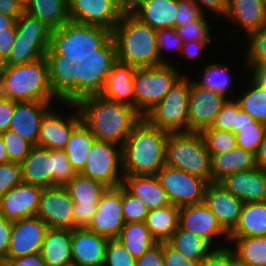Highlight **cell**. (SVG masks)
<instances>
[{
	"instance_id": "cell-1",
	"label": "cell",
	"mask_w": 266,
	"mask_h": 266,
	"mask_svg": "<svg viewBox=\"0 0 266 266\" xmlns=\"http://www.w3.org/2000/svg\"><path fill=\"white\" fill-rule=\"evenodd\" d=\"M82 122L96 140L122 146L142 116L130 105L101 95L82 98L76 103Z\"/></svg>"
},
{
	"instance_id": "cell-2",
	"label": "cell",
	"mask_w": 266,
	"mask_h": 266,
	"mask_svg": "<svg viewBox=\"0 0 266 266\" xmlns=\"http://www.w3.org/2000/svg\"><path fill=\"white\" fill-rule=\"evenodd\" d=\"M167 136L142 117L121 146L123 174L156 175L165 165Z\"/></svg>"
},
{
	"instance_id": "cell-3",
	"label": "cell",
	"mask_w": 266,
	"mask_h": 266,
	"mask_svg": "<svg viewBox=\"0 0 266 266\" xmlns=\"http://www.w3.org/2000/svg\"><path fill=\"white\" fill-rule=\"evenodd\" d=\"M0 95L16 102H61L51 88L45 56L25 64H5L0 73Z\"/></svg>"
},
{
	"instance_id": "cell-4",
	"label": "cell",
	"mask_w": 266,
	"mask_h": 266,
	"mask_svg": "<svg viewBox=\"0 0 266 266\" xmlns=\"http://www.w3.org/2000/svg\"><path fill=\"white\" fill-rule=\"evenodd\" d=\"M112 36L119 62L135 68L159 65L156 30L139 21L128 10L115 25Z\"/></svg>"
},
{
	"instance_id": "cell-5",
	"label": "cell",
	"mask_w": 266,
	"mask_h": 266,
	"mask_svg": "<svg viewBox=\"0 0 266 266\" xmlns=\"http://www.w3.org/2000/svg\"><path fill=\"white\" fill-rule=\"evenodd\" d=\"M111 36L112 31L106 28L69 20L51 31V43L46 54L64 55L75 65L84 62Z\"/></svg>"
},
{
	"instance_id": "cell-6",
	"label": "cell",
	"mask_w": 266,
	"mask_h": 266,
	"mask_svg": "<svg viewBox=\"0 0 266 266\" xmlns=\"http://www.w3.org/2000/svg\"><path fill=\"white\" fill-rule=\"evenodd\" d=\"M165 164L211 183V155L199 132L168 133Z\"/></svg>"
},
{
	"instance_id": "cell-7",
	"label": "cell",
	"mask_w": 266,
	"mask_h": 266,
	"mask_svg": "<svg viewBox=\"0 0 266 266\" xmlns=\"http://www.w3.org/2000/svg\"><path fill=\"white\" fill-rule=\"evenodd\" d=\"M191 77L183 75L144 118L168 133L189 132V93Z\"/></svg>"
},
{
	"instance_id": "cell-8",
	"label": "cell",
	"mask_w": 266,
	"mask_h": 266,
	"mask_svg": "<svg viewBox=\"0 0 266 266\" xmlns=\"http://www.w3.org/2000/svg\"><path fill=\"white\" fill-rule=\"evenodd\" d=\"M172 64L136 68L134 75L135 109L144 117L186 73Z\"/></svg>"
},
{
	"instance_id": "cell-9",
	"label": "cell",
	"mask_w": 266,
	"mask_h": 266,
	"mask_svg": "<svg viewBox=\"0 0 266 266\" xmlns=\"http://www.w3.org/2000/svg\"><path fill=\"white\" fill-rule=\"evenodd\" d=\"M15 24V42L4 64H25L44 57L50 47L52 30L25 11Z\"/></svg>"
},
{
	"instance_id": "cell-10",
	"label": "cell",
	"mask_w": 266,
	"mask_h": 266,
	"mask_svg": "<svg viewBox=\"0 0 266 266\" xmlns=\"http://www.w3.org/2000/svg\"><path fill=\"white\" fill-rule=\"evenodd\" d=\"M116 61V44L113 36H111L84 62L75 64L77 102L82 98L101 93L106 77L111 72V68Z\"/></svg>"
},
{
	"instance_id": "cell-11",
	"label": "cell",
	"mask_w": 266,
	"mask_h": 266,
	"mask_svg": "<svg viewBox=\"0 0 266 266\" xmlns=\"http://www.w3.org/2000/svg\"><path fill=\"white\" fill-rule=\"evenodd\" d=\"M79 173L102 183L107 188H117L124 176L121 146L96 140L90 149L84 168Z\"/></svg>"
},
{
	"instance_id": "cell-12",
	"label": "cell",
	"mask_w": 266,
	"mask_h": 266,
	"mask_svg": "<svg viewBox=\"0 0 266 266\" xmlns=\"http://www.w3.org/2000/svg\"><path fill=\"white\" fill-rule=\"evenodd\" d=\"M171 204L181 207L204 202L209 182L178 168L164 165L156 174Z\"/></svg>"
},
{
	"instance_id": "cell-13",
	"label": "cell",
	"mask_w": 266,
	"mask_h": 266,
	"mask_svg": "<svg viewBox=\"0 0 266 266\" xmlns=\"http://www.w3.org/2000/svg\"><path fill=\"white\" fill-rule=\"evenodd\" d=\"M127 10L126 0H68L69 20L113 31Z\"/></svg>"
},
{
	"instance_id": "cell-14",
	"label": "cell",
	"mask_w": 266,
	"mask_h": 266,
	"mask_svg": "<svg viewBox=\"0 0 266 266\" xmlns=\"http://www.w3.org/2000/svg\"><path fill=\"white\" fill-rule=\"evenodd\" d=\"M61 104L69 109L71 107L72 114L65 116L52 106L42 118L37 146L64 150L72 131L82 122L76 103L62 102L60 107Z\"/></svg>"
},
{
	"instance_id": "cell-15",
	"label": "cell",
	"mask_w": 266,
	"mask_h": 266,
	"mask_svg": "<svg viewBox=\"0 0 266 266\" xmlns=\"http://www.w3.org/2000/svg\"><path fill=\"white\" fill-rule=\"evenodd\" d=\"M64 187L74 202V228H87L107 187L80 173H77Z\"/></svg>"
},
{
	"instance_id": "cell-16",
	"label": "cell",
	"mask_w": 266,
	"mask_h": 266,
	"mask_svg": "<svg viewBox=\"0 0 266 266\" xmlns=\"http://www.w3.org/2000/svg\"><path fill=\"white\" fill-rule=\"evenodd\" d=\"M178 226L206 239L215 248L228 245H219L216 242L221 238L223 242L229 243V234L222 228L217 217L204 202L179 207Z\"/></svg>"
},
{
	"instance_id": "cell-17",
	"label": "cell",
	"mask_w": 266,
	"mask_h": 266,
	"mask_svg": "<svg viewBox=\"0 0 266 266\" xmlns=\"http://www.w3.org/2000/svg\"><path fill=\"white\" fill-rule=\"evenodd\" d=\"M73 200L64 186L44 188L36 216L49 228L74 229Z\"/></svg>"
},
{
	"instance_id": "cell-18",
	"label": "cell",
	"mask_w": 266,
	"mask_h": 266,
	"mask_svg": "<svg viewBox=\"0 0 266 266\" xmlns=\"http://www.w3.org/2000/svg\"><path fill=\"white\" fill-rule=\"evenodd\" d=\"M125 225L121 203V185L107 188L101 195L97 209L91 218L89 230L109 239L118 238Z\"/></svg>"
},
{
	"instance_id": "cell-19",
	"label": "cell",
	"mask_w": 266,
	"mask_h": 266,
	"mask_svg": "<svg viewBox=\"0 0 266 266\" xmlns=\"http://www.w3.org/2000/svg\"><path fill=\"white\" fill-rule=\"evenodd\" d=\"M228 98L200 87L191 78L189 93V131L200 132L210 128L217 113Z\"/></svg>"
},
{
	"instance_id": "cell-20",
	"label": "cell",
	"mask_w": 266,
	"mask_h": 266,
	"mask_svg": "<svg viewBox=\"0 0 266 266\" xmlns=\"http://www.w3.org/2000/svg\"><path fill=\"white\" fill-rule=\"evenodd\" d=\"M48 228L38 216L13 221L7 259L40 253Z\"/></svg>"
},
{
	"instance_id": "cell-21",
	"label": "cell",
	"mask_w": 266,
	"mask_h": 266,
	"mask_svg": "<svg viewBox=\"0 0 266 266\" xmlns=\"http://www.w3.org/2000/svg\"><path fill=\"white\" fill-rule=\"evenodd\" d=\"M43 189L26 183L12 187L0 199V214L12 222L36 216Z\"/></svg>"
},
{
	"instance_id": "cell-22",
	"label": "cell",
	"mask_w": 266,
	"mask_h": 266,
	"mask_svg": "<svg viewBox=\"0 0 266 266\" xmlns=\"http://www.w3.org/2000/svg\"><path fill=\"white\" fill-rule=\"evenodd\" d=\"M109 238L88 228L72 229L71 254L74 266H103Z\"/></svg>"
},
{
	"instance_id": "cell-23",
	"label": "cell",
	"mask_w": 266,
	"mask_h": 266,
	"mask_svg": "<svg viewBox=\"0 0 266 266\" xmlns=\"http://www.w3.org/2000/svg\"><path fill=\"white\" fill-rule=\"evenodd\" d=\"M219 184L243 203L266 201V169L262 167L235 172Z\"/></svg>"
},
{
	"instance_id": "cell-24",
	"label": "cell",
	"mask_w": 266,
	"mask_h": 266,
	"mask_svg": "<svg viewBox=\"0 0 266 266\" xmlns=\"http://www.w3.org/2000/svg\"><path fill=\"white\" fill-rule=\"evenodd\" d=\"M204 203L217 217L222 228L230 234L236 227L244 203L219 183L206 186Z\"/></svg>"
},
{
	"instance_id": "cell-25",
	"label": "cell",
	"mask_w": 266,
	"mask_h": 266,
	"mask_svg": "<svg viewBox=\"0 0 266 266\" xmlns=\"http://www.w3.org/2000/svg\"><path fill=\"white\" fill-rule=\"evenodd\" d=\"M52 106V101L15 102L9 129L37 146L42 118Z\"/></svg>"
},
{
	"instance_id": "cell-26",
	"label": "cell",
	"mask_w": 266,
	"mask_h": 266,
	"mask_svg": "<svg viewBox=\"0 0 266 266\" xmlns=\"http://www.w3.org/2000/svg\"><path fill=\"white\" fill-rule=\"evenodd\" d=\"M127 10L155 30L175 28L178 0H128Z\"/></svg>"
},
{
	"instance_id": "cell-27",
	"label": "cell",
	"mask_w": 266,
	"mask_h": 266,
	"mask_svg": "<svg viewBox=\"0 0 266 266\" xmlns=\"http://www.w3.org/2000/svg\"><path fill=\"white\" fill-rule=\"evenodd\" d=\"M49 79L54 95L61 101L77 103V75L75 65L61 54H45Z\"/></svg>"
},
{
	"instance_id": "cell-28",
	"label": "cell",
	"mask_w": 266,
	"mask_h": 266,
	"mask_svg": "<svg viewBox=\"0 0 266 266\" xmlns=\"http://www.w3.org/2000/svg\"><path fill=\"white\" fill-rule=\"evenodd\" d=\"M222 18L238 26L246 33L243 36L248 37L266 24V8L262 0H228Z\"/></svg>"
},
{
	"instance_id": "cell-29",
	"label": "cell",
	"mask_w": 266,
	"mask_h": 266,
	"mask_svg": "<svg viewBox=\"0 0 266 266\" xmlns=\"http://www.w3.org/2000/svg\"><path fill=\"white\" fill-rule=\"evenodd\" d=\"M136 68L119 62L113 64L99 95L135 108L134 75Z\"/></svg>"
},
{
	"instance_id": "cell-30",
	"label": "cell",
	"mask_w": 266,
	"mask_h": 266,
	"mask_svg": "<svg viewBox=\"0 0 266 266\" xmlns=\"http://www.w3.org/2000/svg\"><path fill=\"white\" fill-rule=\"evenodd\" d=\"M20 165L23 183L43 188L53 187L52 150L33 146Z\"/></svg>"
},
{
	"instance_id": "cell-31",
	"label": "cell",
	"mask_w": 266,
	"mask_h": 266,
	"mask_svg": "<svg viewBox=\"0 0 266 266\" xmlns=\"http://www.w3.org/2000/svg\"><path fill=\"white\" fill-rule=\"evenodd\" d=\"M121 185L149 210L171 204L156 175H124Z\"/></svg>"
},
{
	"instance_id": "cell-32",
	"label": "cell",
	"mask_w": 266,
	"mask_h": 266,
	"mask_svg": "<svg viewBox=\"0 0 266 266\" xmlns=\"http://www.w3.org/2000/svg\"><path fill=\"white\" fill-rule=\"evenodd\" d=\"M257 166L255 153L236 146L230 151L211 155V182L219 183L230 174Z\"/></svg>"
},
{
	"instance_id": "cell-33",
	"label": "cell",
	"mask_w": 266,
	"mask_h": 266,
	"mask_svg": "<svg viewBox=\"0 0 266 266\" xmlns=\"http://www.w3.org/2000/svg\"><path fill=\"white\" fill-rule=\"evenodd\" d=\"M71 229L48 228L41 248L47 266H71Z\"/></svg>"
},
{
	"instance_id": "cell-34",
	"label": "cell",
	"mask_w": 266,
	"mask_h": 266,
	"mask_svg": "<svg viewBox=\"0 0 266 266\" xmlns=\"http://www.w3.org/2000/svg\"><path fill=\"white\" fill-rule=\"evenodd\" d=\"M266 236V201L244 203L229 237Z\"/></svg>"
},
{
	"instance_id": "cell-35",
	"label": "cell",
	"mask_w": 266,
	"mask_h": 266,
	"mask_svg": "<svg viewBox=\"0 0 266 266\" xmlns=\"http://www.w3.org/2000/svg\"><path fill=\"white\" fill-rule=\"evenodd\" d=\"M179 220V207L169 204L164 207L150 209L145 224L151 236L157 242L168 241L177 230Z\"/></svg>"
},
{
	"instance_id": "cell-36",
	"label": "cell",
	"mask_w": 266,
	"mask_h": 266,
	"mask_svg": "<svg viewBox=\"0 0 266 266\" xmlns=\"http://www.w3.org/2000/svg\"><path fill=\"white\" fill-rule=\"evenodd\" d=\"M24 11L38 18L51 30L69 21L68 0H31Z\"/></svg>"
},
{
	"instance_id": "cell-37",
	"label": "cell",
	"mask_w": 266,
	"mask_h": 266,
	"mask_svg": "<svg viewBox=\"0 0 266 266\" xmlns=\"http://www.w3.org/2000/svg\"><path fill=\"white\" fill-rule=\"evenodd\" d=\"M236 258L247 266H266V236L229 237Z\"/></svg>"
},
{
	"instance_id": "cell-38",
	"label": "cell",
	"mask_w": 266,
	"mask_h": 266,
	"mask_svg": "<svg viewBox=\"0 0 266 266\" xmlns=\"http://www.w3.org/2000/svg\"><path fill=\"white\" fill-rule=\"evenodd\" d=\"M95 141V136L83 122L72 131L64 151L76 173H79L84 168L90 149Z\"/></svg>"
},
{
	"instance_id": "cell-39",
	"label": "cell",
	"mask_w": 266,
	"mask_h": 266,
	"mask_svg": "<svg viewBox=\"0 0 266 266\" xmlns=\"http://www.w3.org/2000/svg\"><path fill=\"white\" fill-rule=\"evenodd\" d=\"M202 78L194 81L203 88L209 89L210 91L222 94L228 99H234V95L232 93L235 91L232 88L233 79L231 72V67L228 64H222L219 62L215 63H208V65L204 64L202 67ZM232 96H230V94Z\"/></svg>"
},
{
	"instance_id": "cell-40",
	"label": "cell",
	"mask_w": 266,
	"mask_h": 266,
	"mask_svg": "<svg viewBox=\"0 0 266 266\" xmlns=\"http://www.w3.org/2000/svg\"><path fill=\"white\" fill-rule=\"evenodd\" d=\"M168 242L187 259L197 262L207 257L215 249L206 239L183 230L179 226Z\"/></svg>"
},
{
	"instance_id": "cell-41",
	"label": "cell",
	"mask_w": 266,
	"mask_h": 266,
	"mask_svg": "<svg viewBox=\"0 0 266 266\" xmlns=\"http://www.w3.org/2000/svg\"><path fill=\"white\" fill-rule=\"evenodd\" d=\"M117 239L136 259L157 243L151 236L145 222L125 223Z\"/></svg>"
},
{
	"instance_id": "cell-42",
	"label": "cell",
	"mask_w": 266,
	"mask_h": 266,
	"mask_svg": "<svg viewBox=\"0 0 266 266\" xmlns=\"http://www.w3.org/2000/svg\"><path fill=\"white\" fill-rule=\"evenodd\" d=\"M249 87L236 96L240 108L256 121L266 125V87L260 86L249 79ZM240 96V97H239Z\"/></svg>"
},
{
	"instance_id": "cell-43",
	"label": "cell",
	"mask_w": 266,
	"mask_h": 266,
	"mask_svg": "<svg viewBox=\"0 0 266 266\" xmlns=\"http://www.w3.org/2000/svg\"><path fill=\"white\" fill-rule=\"evenodd\" d=\"M199 134L210 155L224 153L237 146L236 134L232 131L205 129Z\"/></svg>"
},
{
	"instance_id": "cell-44",
	"label": "cell",
	"mask_w": 266,
	"mask_h": 266,
	"mask_svg": "<svg viewBox=\"0 0 266 266\" xmlns=\"http://www.w3.org/2000/svg\"><path fill=\"white\" fill-rule=\"evenodd\" d=\"M245 41H248V46L243 54L244 67L266 64V24L250 34Z\"/></svg>"
},
{
	"instance_id": "cell-45",
	"label": "cell",
	"mask_w": 266,
	"mask_h": 266,
	"mask_svg": "<svg viewBox=\"0 0 266 266\" xmlns=\"http://www.w3.org/2000/svg\"><path fill=\"white\" fill-rule=\"evenodd\" d=\"M208 18L209 16L207 17V14L205 13L194 21L175 27L176 32L181 37L183 43L190 41H212V28Z\"/></svg>"
},
{
	"instance_id": "cell-46",
	"label": "cell",
	"mask_w": 266,
	"mask_h": 266,
	"mask_svg": "<svg viewBox=\"0 0 266 266\" xmlns=\"http://www.w3.org/2000/svg\"><path fill=\"white\" fill-rule=\"evenodd\" d=\"M156 40L158 46L159 54V65L160 64H172L173 61H168L166 59L167 55L164 57V53L171 51L181 54L183 41L181 37L177 34L175 28H160L156 30Z\"/></svg>"
},
{
	"instance_id": "cell-47",
	"label": "cell",
	"mask_w": 266,
	"mask_h": 266,
	"mask_svg": "<svg viewBox=\"0 0 266 266\" xmlns=\"http://www.w3.org/2000/svg\"><path fill=\"white\" fill-rule=\"evenodd\" d=\"M7 149L9 162L20 164L29 154L33 145L18 133L8 129L0 134Z\"/></svg>"
},
{
	"instance_id": "cell-48",
	"label": "cell",
	"mask_w": 266,
	"mask_h": 266,
	"mask_svg": "<svg viewBox=\"0 0 266 266\" xmlns=\"http://www.w3.org/2000/svg\"><path fill=\"white\" fill-rule=\"evenodd\" d=\"M121 203L125 223L145 222L149 208L121 185Z\"/></svg>"
},
{
	"instance_id": "cell-49",
	"label": "cell",
	"mask_w": 266,
	"mask_h": 266,
	"mask_svg": "<svg viewBox=\"0 0 266 266\" xmlns=\"http://www.w3.org/2000/svg\"><path fill=\"white\" fill-rule=\"evenodd\" d=\"M266 133V125L256 121L252 126L239 128L236 133L237 146L256 154Z\"/></svg>"
},
{
	"instance_id": "cell-50",
	"label": "cell",
	"mask_w": 266,
	"mask_h": 266,
	"mask_svg": "<svg viewBox=\"0 0 266 266\" xmlns=\"http://www.w3.org/2000/svg\"><path fill=\"white\" fill-rule=\"evenodd\" d=\"M53 186H65L77 174L64 150L52 149Z\"/></svg>"
},
{
	"instance_id": "cell-51",
	"label": "cell",
	"mask_w": 266,
	"mask_h": 266,
	"mask_svg": "<svg viewBox=\"0 0 266 266\" xmlns=\"http://www.w3.org/2000/svg\"><path fill=\"white\" fill-rule=\"evenodd\" d=\"M136 258L117 238L109 239L103 266H135Z\"/></svg>"
},
{
	"instance_id": "cell-52",
	"label": "cell",
	"mask_w": 266,
	"mask_h": 266,
	"mask_svg": "<svg viewBox=\"0 0 266 266\" xmlns=\"http://www.w3.org/2000/svg\"><path fill=\"white\" fill-rule=\"evenodd\" d=\"M237 121V100L227 99L221 110L217 113L215 120L210 128L217 130H228L233 132Z\"/></svg>"
},
{
	"instance_id": "cell-53",
	"label": "cell",
	"mask_w": 266,
	"mask_h": 266,
	"mask_svg": "<svg viewBox=\"0 0 266 266\" xmlns=\"http://www.w3.org/2000/svg\"><path fill=\"white\" fill-rule=\"evenodd\" d=\"M23 183L21 165L14 162L0 164V199L12 187Z\"/></svg>"
},
{
	"instance_id": "cell-54",
	"label": "cell",
	"mask_w": 266,
	"mask_h": 266,
	"mask_svg": "<svg viewBox=\"0 0 266 266\" xmlns=\"http://www.w3.org/2000/svg\"><path fill=\"white\" fill-rule=\"evenodd\" d=\"M236 259L233 249L227 245L215 248L207 257L202 259L198 266H231Z\"/></svg>"
},
{
	"instance_id": "cell-55",
	"label": "cell",
	"mask_w": 266,
	"mask_h": 266,
	"mask_svg": "<svg viewBox=\"0 0 266 266\" xmlns=\"http://www.w3.org/2000/svg\"><path fill=\"white\" fill-rule=\"evenodd\" d=\"M177 11L175 27L194 21L204 14L192 0H178Z\"/></svg>"
},
{
	"instance_id": "cell-56",
	"label": "cell",
	"mask_w": 266,
	"mask_h": 266,
	"mask_svg": "<svg viewBox=\"0 0 266 266\" xmlns=\"http://www.w3.org/2000/svg\"><path fill=\"white\" fill-rule=\"evenodd\" d=\"M164 266H198L197 261L187 259L168 241L163 242Z\"/></svg>"
},
{
	"instance_id": "cell-57",
	"label": "cell",
	"mask_w": 266,
	"mask_h": 266,
	"mask_svg": "<svg viewBox=\"0 0 266 266\" xmlns=\"http://www.w3.org/2000/svg\"><path fill=\"white\" fill-rule=\"evenodd\" d=\"M135 266H164L163 242L155 243L142 256L137 258Z\"/></svg>"
},
{
	"instance_id": "cell-58",
	"label": "cell",
	"mask_w": 266,
	"mask_h": 266,
	"mask_svg": "<svg viewBox=\"0 0 266 266\" xmlns=\"http://www.w3.org/2000/svg\"><path fill=\"white\" fill-rule=\"evenodd\" d=\"M199 8L200 10L205 14V12L207 13V10H211V19L213 20L215 17V19L219 21V17L222 20V17L224 16L226 9H227V3L228 0H192ZM204 8V9H203Z\"/></svg>"
},
{
	"instance_id": "cell-59",
	"label": "cell",
	"mask_w": 266,
	"mask_h": 266,
	"mask_svg": "<svg viewBox=\"0 0 266 266\" xmlns=\"http://www.w3.org/2000/svg\"><path fill=\"white\" fill-rule=\"evenodd\" d=\"M11 230L12 221L0 214V265L7 259Z\"/></svg>"
},
{
	"instance_id": "cell-60",
	"label": "cell",
	"mask_w": 266,
	"mask_h": 266,
	"mask_svg": "<svg viewBox=\"0 0 266 266\" xmlns=\"http://www.w3.org/2000/svg\"><path fill=\"white\" fill-rule=\"evenodd\" d=\"M211 43V41H190L184 42L182 45L181 55L182 58H186V60H198V58L202 61V54L204 53L205 48Z\"/></svg>"
},
{
	"instance_id": "cell-61",
	"label": "cell",
	"mask_w": 266,
	"mask_h": 266,
	"mask_svg": "<svg viewBox=\"0 0 266 266\" xmlns=\"http://www.w3.org/2000/svg\"><path fill=\"white\" fill-rule=\"evenodd\" d=\"M16 38V24L6 28V31H0V57L5 61L13 48Z\"/></svg>"
},
{
	"instance_id": "cell-62",
	"label": "cell",
	"mask_w": 266,
	"mask_h": 266,
	"mask_svg": "<svg viewBox=\"0 0 266 266\" xmlns=\"http://www.w3.org/2000/svg\"><path fill=\"white\" fill-rule=\"evenodd\" d=\"M15 102L12 99L0 95V134L10 128Z\"/></svg>"
},
{
	"instance_id": "cell-63",
	"label": "cell",
	"mask_w": 266,
	"mask_h": 266,
	"mask_svg": "<svg viewBox=\"0 0 266 266\" xmlns=\"http://www.w3.org/2000/svg\"><path fill=\"white\" fill-rule=\"evenodd\" d=\"M0 266H47L41 253L6 259Z\"/></svg>"
},
{
	"instance_id": "cell-64",
	"label": "cell",
	"mask_w": 266,
	"mask_h": 266,
	"mask_svg": "<svg viewBox=\"0 0 266 266\" xmlns=\"http://www.w3.org/2000/svg\"><path fill=\"white\" fill-rule=\"evenodd\" d=\"M24 9L16 0H0V13L17 19Z\"/></svg>"
},
{
	"instance_id": "cell-65",
	"label": "cell",
	"mask_w": 266,
	"mask_h": 266,
	"mask_svg": "<svg viewBox=\"0 0 266 266\" xmlns=\"http://www.w3.org/2000/svg\"><path fill=\"white\" fill-rule=\"evenodd\" d=\"M245 69L251 75L249 78H251L258 85L266 87V64L246 66Z\"/></svg>"
},
{
	"instance_id": "cell-66",
	"label": "cell",
	"mask_w": 266,
	"mask_h": 266,
	"mask_svg": "<svg viewBox=\"0 0 266 266\" xmlns=\"http://www.w3.org/2000/svg\"><path fill=\"white\" fill-rule=\"evenodd\" d=\"M255 122V119H253L248 113H246L240 108V105L237 101V121L236 125L233 128V132L236 134L239 132V128L252 126V124Z\"/></svg>"
},
{
	"instance_id": "cell-67",
	"label": "cell",
	"mask_w": 266,
	"mask_h": 266,
	"mask_svg": "<svg viewBox=\"0 0 266 266\" xmlns=\"http://www.w3.org/2000/svg\"><path fill=\"white\" fill-rule=\"evenodd\" d=\"M255 155L257 165L266 169V133Z\"/></svg>"
},
{
	"instance_id": "cell-68",
	"label": "cell",
	"mask_w": 266,
	"mask_h": 266,
	"mask_svg": "<svg viewBox=\"0 0 266 266\" xmlns=\"http://www.w3.org/2000/svg\"><path fill=\"white\" fill-rule=\"evenodd\" d=\"M16 22L13 16H8L0 13V31H6V28L11 27Z\"/></svg>"
},
{
	"instance_id": "cell-69",
	"label": "cell",
	"mask_w": 266,
	"mask_h": 266,
	"mask_svg": "<svg viewBox=\"0 0 266 266\" xmlns=\"http://www.w3.org/2000/svg\"><path fill=\"white\" fill-rule=\"evenodd\" d=\"M9 162V156L2 137L0 136V164Z\"/></svg>"
},
{
	"instance_id": "cell-70",
	"label": "cell",
	"mask_w": 266,
	"mask_h": 266,
	"mask_svg": "<svg viewBox=\"0 0 266 266\" xmlns=\"http://www.w3.org/2000/svg\"><path fill=\"white\" fill-rule=\"evenodd\" d=\"M16 1L22 6L23 9H25L31 0H16Z\"/></svg>"
},
{
	"instance_id": "cell-71",
	"label": "cell",
	"mask_w": 266,
	"mask_h": 266,
	"mask_svg": "<svg viewBox=\"0 0 266 266\" xmlns=\"http://www.w3.org/2000/svg\"><path fill=\"white\" fill-rule=\"evenodd\" d=\"M231 266H247L244 263L240 262L237 258L231 263Z\"/></svg>"
},
{
	"instance_id": "cell-72",
	"label": "cell",
	"mask_w": 266,
	"mask_h": 266,
	"mask_svg": "<svg viewBox=\"0 0 266 266\" xmlns=\"http://www.w3.org/2000/svg\"><path fill=\"white\" fill-rule=\"evenodd\" d=\"M4 61L2 60V58L0 57V73H1V71L3 70V68H4Z\"/></svg>"
},
{
	"instance_id": "cell-73",
	"label": "cell",
	"mask_w": 266,
	"mask_h": 266,
	"mask_svg": "<svg viewBox=\"0 0 266 266\" xmlns=\"http://www.w3.org/2000/svg\"><path fill=\"white\" fill-rule=\"evenodd\" d=\"M262 1H263V3H264L265 8H266V0H262Z\"/></svg>"
}]
</instances>
